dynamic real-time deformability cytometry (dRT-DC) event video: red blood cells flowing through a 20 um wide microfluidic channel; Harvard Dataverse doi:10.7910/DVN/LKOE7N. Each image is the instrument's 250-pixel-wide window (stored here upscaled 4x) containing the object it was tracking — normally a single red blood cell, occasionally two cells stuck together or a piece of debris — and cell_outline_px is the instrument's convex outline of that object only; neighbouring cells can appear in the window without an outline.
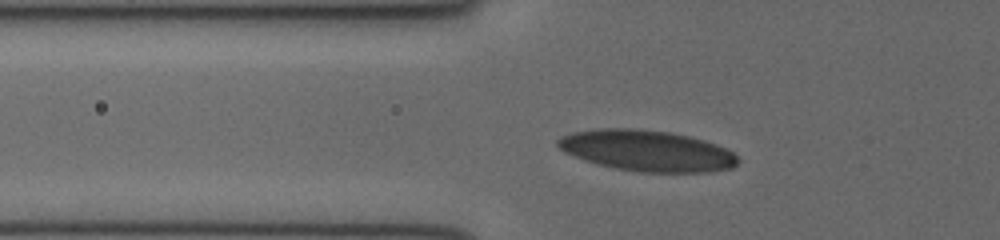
{"species": "human", "species_latin": "Homo sapiens", "temperature_condition": "cold", "stored_images_in_passage": 27, "camera_frame_rate_fps": 3000, "um_per_image_px": 0.085, "donor": {"sex": "female"}, "frame": {"image": 1, "passage_image": 6, "time_ms": 1.667, "image_size_px": [1000, 240], "cell_outline_px": [[740, 160], [732, 168], [712, 172], [640, 172], [616, 168], [596, 164], [584, 160], [564, 152], [556, 144], [556, 140], [560, 136], [572, 132], [604, 128], [632, 128], [668, 132], [688, 136], [704, 140], [716, 144], [732, 152]], "centroid_in_image_um": [54.97, 12.81], "position_along_channel_um": 70.8, "area_um2": 43.0}}
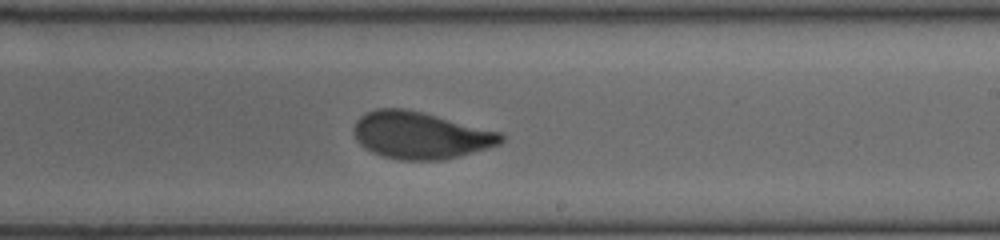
{"frame": {"image": 2, "passage_image": 15, "time_ms": 4.667, "image_size_px": [1000, 240], "cell_outline_px": [[504, 140], [500, 144], [488, 148], [460, 156], [444, 160], [400, 160], [384, 156], [372, 152], [364, 148], [356, 140], [352, 132], [352, 128], [356, 120], [360, 116], [376, 108], [404, 108], [500, 132], [504, 136]], "centroid_in_image_um": [35.7, 11.51], "position_along_channel_um": 253.3, "area_um2": 40.29}}
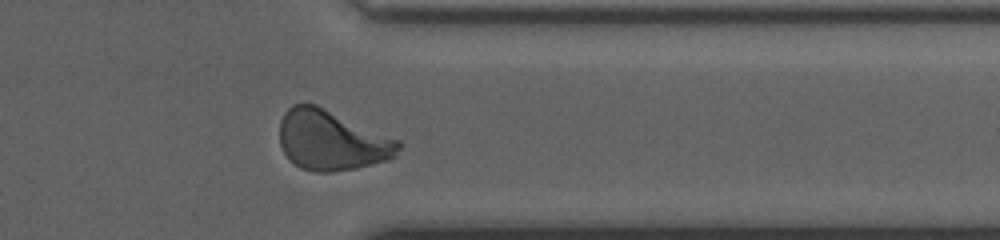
{"frame": {"image": 3, "passage_image": 24, "time_ms": 7.667, "image_size_px": [1000, 240], "cell_outline_px": [[400, 148], [396, 156], [388, 160], [356, 168], [332, 172], [316, 172], [300, 168], [284, 152], [280, 144], [280, 120], [284, 112], [292, 104], [316, 104], [400, 140]], "centroid_in_image_um": [28.2, 11.92], "position_along_channel_um": 383.2, "area_um2": 41.56}}